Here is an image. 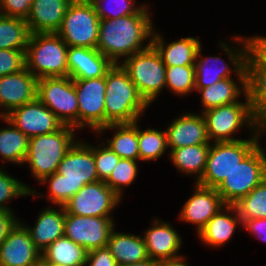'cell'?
Returning a JSON list of instances; mask_svg holds the SVG:
<instances>
[{"label": "cell", "instance_id": "cell-26", "mask_svg": "<svg viewBox=\"0 0 266 266\" xmlns=\"http://www.w3.org/2000/svg\"><path fill=\"white\" fill-rule=\"evenodd\" d=\"M162 36L153 31L151 44L160 54L166 66L194 65L198 48L201 46L199 38L185 37L165 45Z\"/></svg>", "mask_w": 266, "mask_h": 266}, {"label": "cell", "instance_id": "cell-52", "mask_svg": "<svg viewBox=\"0 0 266 266\" xmlns=\"http://www.w3.org/2000/svg\"><path fill=\"white\" fill-rule=\"evenodd\" d=\"M76 1H80V2H92L93 0H76Z\"/></svg>", "mask_w": 266, "mask_h": 266}, {"label": "cell", "instance_id": "cell-13", "mask_svg": "<svg viewBox=\"0 0 266 266\" xmlns=\"http://www.w3.org/2000/svg\"><path fill=\"white\" fill-rule=\"evenodd\" d=\"M78 99V128L86 125L97 132L106 126V78L74 79Z\"/></svg>", "mask_w": 266, "mask_h": 266}, {"label": "cell", "instance_id": "cell-49", "mask_svg": "<svg viewBox=\"0 0 266 266\" xmlns=\"http://www.w3.org/2000/svg\"><path fill=\"white\" fill-rule=\"evenodd\" d=\"M118 266H159V261L148 258L144 261L133 263V264H124V265H118Z\"/></svg>", "mask_w": 266, "mask_h": 266}, {"label": "cell", "instance_id": "cell-4", "mask_svg": "<svg viewBox=\"0 0 266 266\" xmlns=\"http://www.w3.org/2000/svg\"><path fill=\"white\" fill-rule=\"evenodd\" d=\"M75 128L63 125L59 130L29 138L24 163L30 165L32 175L39 181L57 172L60 162L74 145Z\"/></svg>", "mask_w": 266, "mask_h": 266}, {"label": "cell", "instance_id": "cell-21", "mask_svg": "<svg viewBox=\"0 0 266 266\" xmlns=\"http://www.w3.org/2000/svg\"><path fill=\"white\" fill-rule=\"evenodd\" d=\"M67 64L69 77L74 79H91L104 77L113 63L97 48L68 47Z\"/></svg>", "mask_w": 266, "mask_h": 266}, {"label": "cell", "instance_id": "cell-2", "mask_svg": "<svg viewBox=\"0 0 266 266\" xmlns=\"http://www.w3.org/2000/svg\"><path fill=\"white\" fill-rule=\"evenodd\" d=\"M49 183L48 199L63 206L85 184L99 181L93 149L89 144L76 141L60 162L57 172L44 177L39 183Z\"/></svg>", "mask_w": 266, "mask_h": 266}, {"label": "cell", "instance_id": "cell-48", "mask_svg": "<svg viewBox=\"0 0 266 266\" xmlns=\"http://www.w3.org/2000/svg\"><path fill=\"white\" fill-rule=\"evenodd\" d=\"M184 261L183 256H181L175 259L160 261L159 266H188Z\"/></svg>", "mask_w": 266, "mask_h": 266}, {"label": "cell", "instance_id": "cell-9", "mask_svg": "<svg viewBox=\"0 0 266 266\" xmlns=\"http://www.w3.org/2000/svg\"><path fill=\"white\" fill-rule=\"evenodd\" d=\"M100 18L91 2L73 0L56 32L68 47L96 48Z\"/></svg>", "mask_w": 266, "mask_h": 266}, {"label": "cell", "instance_id": "cell-34", "mask_svg": "<svg viewBox=\"0 0 266 266\" xmlns=\"http://www.w3.org/2000/svg\"><path fill=\"white\" fill-rule=\"evenodd\" d=\"M30 34L24 19L0 15V49L26 51Z\"/></svg>", "mask_w": 266, "mask_h": 266}, {"label": "cell", "instance_id": "cell-22", "mask_svg": "<svg viewBox=\"0 0 266 266\" xmlns=\"http://www.w3.org/2000/svg\"><path fill=\"white\" fill-rule=\"evenodd\" d=\"M152 226L143 236L149 258L160 262L181 257L177 254L182 245L179 233L168 222L157 219Z\"/></svg>", "mask_w": 266, "mask_h": 266}, {"label": "cell", "instance_id": "cell-50", "mask_svg": "<svg viewBox=\"0 0 266 266\" xmlns=\"http://www.w3.org/2000/svg\"><path fill=\"white\" fill-rule=\"evenodd\" d=\"M46 266H65L62 264H58V263H44Z\"/></svg>", "mask_w": 266, "mask_h": 266}, {"label": "cell", "instance_id": "cell-39", "mask_svg": "<svg viewBox=\"0 0 266 266\" xmlns=\"http://www.w3.org/2000/svg\"><path fill=\"white\" fill-rule=\"evenodd\" d=\"M104 2L105 4L107 2L108 7L111 6L110 11L107 9L108 7H104ZM91 3L93 4L95 12L100 20L117 19L127 15L137 14L144 7V4H142V6L140 5L135 8L134 0H93ZM111 3L112 5L114 4V8L112 7Z\"/></svg>", "mask_w": 266, "mask_h": 266}, {"label": "cell", "instance_id": "cell-16", "mask_svg": "<svg viewBox=\"0 0 266 266\" xmlns=\"http://www.w3.org/2000/svg\"><path fill=\"white\" fill-rule=\"evenodd\" d=\"M5 118L28 138L53 133L64 125L38 98L12 110Z\"/></svg>", "mask_w": 266, "mask_h": 266}, {"label": "cell", "instance_id": "cell-41", "mask_svg": "<svg viewBox=\"0 0 266 266\" xmlns=\"http://www.w3.org/2000/svg\"><path fill=\"white\" fill-rule=\"evenodd\" d=\"M89 146L93 149V158L98 179L105 182L120 161V157L108 146H105V143H102V145L99 144V147Z\"/></svg>", "mask_w": 266, "mask_h": 266}, {"label": "cell", "instance_id": "cell-44", "mask_svg": "<svg viewBox=\"0 0 266 266\" xmlns=\"http://www.w3.org/2000/svg\"><path fill=\"white\" fill-rule=\"evenodd\" d=\"M246 39L248 54L266 70V36H254Z\"/></svg>", "mask_w": 266, "mask_h": 266}, {"label": "cell", "instance_id": "cell-20", "mask_svg": "<svg viewBox=\"0 0 266 266\" xmlns=\"http://www.w3.org/2000/svg\"><path fill=\"white\" fill-rule=\"evenodd\" d=\"M167 146L170 149L210 144L203 115L187 113L177 117L166 129Z\"/></svg>", "mask_w": 266, "mask_h": 266}, {"label": "cell", "instance_id": "cell-30", "mask_svg": "<svg viewBox=\"0 0 266 266\" xmlns=\"http://www.w3.org/2000/svg\"><path fill=\"white\" fill-rule=\"evenodd\" d=\"M137 123L136 121L134 123L109 124L100 128L97 134L107 129H116L117 132L111 138L112 140H107L105 145L120 158L139 160Z\"/></svg>", "mask_w": 266, "mask_h": 266}, {"label": "cell", "instance_id": "cell-33", "mask_svg": "<svg viewBox=\"0 0 266 266\" xmlns=\"http://www.w3.org/2000/svg\"><path fill=\"white\" fill-rule=\"evenodd\" d=\"M10 128L0 129V157L7 162L24 164L29 138L5 117H1Z\"/></svg>", "mask_w": 266, "mask_h": 266}, {"label": "cell", "instance_id": "cell-40", "mask_svg": "<svg viewBox=\"0 0 266 266\" xmlns=\"http://www.w3.org/2000/svg\"><path fill=\"white\" fill-rule=\"evenodd\" d=\"M27 185L21 183L19 180L11 177L7 172L3 171L0 167V210L12 211L8 206L4 205L5 202L10 201L15 197L31 195L35 197L37 192ZM36 194V195H35Z\"/></svg>", "mask_w": 266, "mask_h": 266}, {"label": "cell", "instance_id": "cell-19", "mask_svg": "<svg viewBox=\"0 0 266 266\" xmlns=\"http://www.w3.org/2000/svg\"><path fill=\"white\" fill-rule=\"evenodd\" d=\"M195 185L194 193L182 206L180 219L196 224L199 233L225 204L216 188L202 186L197 182Z\"/></svg>", "mask_w": 266, "mask_h": 266}, {"label": "cell", "instance_id": "cell-18", "mask_svg": "<svg viewBox=\"0 0 266 266\" xmlns=\"http://www.w3.org/2000/svg\"><path fill=\"white\" fill-rule=\"evenodd\" d=\"M40 260L41 252L25 225L18 221L0 244V266H33Z\"/></svg>", "mask_w": 266, "mask_h": 266}, {"label": "cell", "instance_id": "cell-23", "mask_svg": "<svg viewBox=\"0 0 266 266\" xmlns=\"http://www.w3.org/2000/svg\"><path fill=\"white\" fill-rule=\"evenodd\" d=\"M247 95L253 111L254 131L266 133V70L249 54L246 58Z\"/></svg>", "mask_w": 266, "mask_h": 266}, {"label": "cell", "instance_id": "cell-6", "mask_svg": "<svg viewBox=\"0 0 266 266\" xmlns=\"http://www.w3.org/2000/svg\"><path fill=\"white\" fill-rule=\"evenodd\" d=\"M120 65L148 105L166 86V65L152 44L145 50L125 58Z\"/></svg>", "mask_w": 266, "mask_h": 266}, {"label": "cell", "instance_id": "cell-10", "mask_svg": "<svg viewBox=\"0 0 266 266\" xmlns=\"http://www.w3.org/2000/svg\"><path fill=\"white\" fill-rule=\"evenodd\" d=\"M234 40L238 42L243 47H240L241 50L234 49L233 50L228 47V45L223 42H220V46L223 48V50L228 54L229 60L231 63H233L234 69H231V67L226 64V62L220 57H207L206 59H201V47L198 48L196 59H195V88H205L211 85H214L216 82H219L223 79L232 78L231 72H235L238 80L240 83H247V73H246V58L248 55V44L247 39H244L242 37H234ZM244 44V45H243ZM238 51V52H236ZM235 53V54H234ZM200 57V58H198ZM221 61L222 65L218 66L216 65L215 68L212 67V61L213 66L216 62ZM219 63V62H218ZM212 67V68H211ZM214 69V70H213ZM233 70V71H232Z\"/></svg>", "mask_w": 266, "mask_h": 266}, {"label": "cell", "instance_id": "cell-27", "mask_svg": "<svg viewBox=\"0 0 266 266\" xmlns=\"http://www.w3.org/2000/svg\"><path fill=\"white\" fill-rule=\"evenodd\" d=\"M224 208L225 212L223 213ZM229 212L236 213V216H231ZM239 223L242 225L236 207L225 205L207 222L198 235L205 244L220 247L230 240Z\"/></svg>", "mask_w": 266, "mask_h": 266}, {"label": "cell", "instance_id": "cell-31", "mask_svg": "<svg viewBox=\"0 0 266 266\" xmlns=\"http://www.w3.org/2000/svg\"><path fill=\"white\" fill-rule=\"evenodd\" d=\"M240 86L232 78L223 79L214 85L205 88H195V91L201 93L204 110L238 102L239 96L247 94V83H239ZM242 85V86H241Z\"/></svg>", "mask_w": 266, "mask_h": 266}, {"label": "cell", "instance_id": "cell-3", "mask_svg": "<svg viewBox=\"0 0 266 266\" xmlns=\"http://www.w3.org/2000/svg\"><path fill=\"white\" fill-rule=\"evenodd\" d=\"M105 90L106 126L109 124L134 123L149 107L140 96L120 64H113L107 71Z\"/></svg>", "mask_w": 266, "mask_h": 266}, {"label": "cell", "instance_id": "cell-38", "mask_svg": "<svg viewBox=\"0 0 266 266\" xmlns=\"http://www.w3.org/2000/svg\"><path fill=\"white\" fill-rule=\"evenodd\" d=\"M136 160L120 158L105 183L121 198L123 186H129L137 176Z\"/></svg>", "mask_w": 266, "mask_h": 266}, {"label": "cell", "instance_id": "cell-45", "mask_svg": "<svg viewBox=\"0 0 266 266\" xmlns=\"http://www.w3.org/2000/svg\"><path fill=\"white\" fill-rule=\"evenodd\" d=\"M85 266H118V264L106 246L88 251Z\"/></svg>", "mask_w": 266, "mask_h": 266}, {"label": "cell", "instance_id": "cell-7", "mask_svg": "<svg viewBox=\"0 0 266 266\" xmlns=\"http://www.w3.org/2000/svg\"><path fill=\"white\" fill-rule=\"evenodd\" d=\"M251 139L215 142L207 157L206 167L198 184L217 188L232 170L259 144V134L253 131Z\"/></svg>", "mask_w": 266, "mask_h": 266}, {"label": "cell", "instance_id": "cell-5", "mask_svg": "<svg viewBox=\"0 0 266 266\" xmlns=\"http://www.w3.org/2000/svg\"><path fill=\"white\" fill-rule=\"evenodd\" d=\"M68 46L57 33L30 34L25 52L26 69L37 79L68 77Z\"/></svg>", "mask_w": 266, "mask_h": 266}, {"label": "cell", "instance_id": "cell-29", "mask_svg": "<svg viewBox=\"0 0 266 266\" xmlns=\"http://www.w3.org/2000/svg\"><path fill=\"white\" fill-rule=\"evenodd\" d=\"M87 254L88 251L83 246L63 236L41 252V261L65 266H85Z\"/></svg>", "mask_w": 266, "mask_h": 266}, {"label": "cell", "instance_id": "cell-17", "mask_svg": "<svg viewBox=\"0 0 266 266\" xmlns=\"http://www.w3.org/2000/svg\"><path fill=\"white\" fill-rule=\"evenodd\" d=\"M38 79L26 67L16 73L0 76V118L37 98Z\"/></svg>", "mask_w": 266, "mask_h": 266}, {"label": "cell", "instance_id": "cell-32", "mask_svg": "<svg viewBox=\"0 0 266 266\" xmlns=\"http://www.w3.org/2000/svg\"><path fill=\"white\" fill-rule=\"evenodd\" d=\"M210 144H200L180 147L170 150V160L179 169L187 174H198V182L204 174Z\"/></svg>", "mask_w": 266, "mask_h": 266}, {"label": "cell", "instance_id": "cell-47", "mask_svg": "<svg viewBox=\"0 0 266 266\" xmlns=\"http://www.w3.org/2000/svg\"><path fill=\"white\" fill-rule=\"evenodd\" d=\"M242 226L248 229L251 234H256L263 241H266V218L248 219L242 223Z\"/></svg>", "mask_w": 266, "mask_h": 266}, {"label": "cell", "instance_id": "cell-36", "mask_svg": "<svg viewBox=\"0 0 266 266\" xmlns=\"http://www.w3.org/2000/svg\"><path fill=\"white\" fill-rule=\"evenodd\" d=\"M139 160H155L161 157L167 146L166 132L156 129L138 128Z\"/></svg>", "mask_w": 266, "mask_h": 266}, {"label": "cell", "instance_id": "cell-28", "mask_svg": "<svg viewBox=\"0 0 266 266\" xmlns=\"http://www.w3.org/2000/svg\"><path fill=\"white\" fill-rule=\"evenodd\" d=\"M107 248L118 265L133 264L149 258L144 239L112 230Z\"/></svg>", "mask_w": 266, "mask_h": 266}, {"label": "cell", "instance_id": "cell-12", "mask_svg": "<svg viewBox=\"0 0 266 266\" xmlns=\"http://www.w3.org/2000/svg\"><path fill=\"white\" fill-rule=\"evenodd\" d=\"M245 103L240 101L227 105L214 107L203 111L207 135L212 142L237 141L231 135L243 125H248L254 130L253 111L248 95L245 94Z\"/></svg>", "mask_w": 266, "mask_h": 266}, {"label": "cell", "instance_id": "cell-51", "mask_svg": "<svg viewBox=\"0 0 266 266\" xmlns=\"http://www.w3.org/2000/svg\"><path fill=\"white\" fill-rule=\"evenodd\" d=\"M33 266H46L41 260Z\"/></svg>", "mask_w": 266, "mask_h": 266}, {"label": "cell", "instance_id": "cell-8", "mask_svg": "<svg viewBox=\"0 0 266 266\" xmlns=\"http://www.w3.org/2000/svg\"><path fill=\"white\" fill-rule=\"evenodd\" d=\"M266 178V154L258 144L216 188L225 205H234Z\"/></svg>", "mask_w": 266, "mask_h": 266}, {"label": "cell", "instance_id": "cell-11", "mask_svg": "<svg viewBox=\"0 0 266 266\" xmlns=\"http://www.w3.org/2000/svg\"><path fill=\"white\" fill-rule=\"evenodd\" d=\"M37 98L64 125L78 128V99L72 78L68 76L38 79Z\"/></svg>", "mask_w": 266, "mask_h": 266}, {"label": "cell", "instance_id": "cell-1", "mask_svg": "<svg viewBox=\"0 0 266 266\" xmlns=\"http://www.w3.org/2000/svg\"><path fill=\"white\" fill-rule=\"evenodd\" d=\"M146 5L137 13L117 19H102L98 33L97 49L113 64H119L120 57L145 50L151 41L143 46L144 40L152 38L154 27Z\"/></svg>", "mask_w": 266, "mask_h": 266}, {"label": "cell", "instance_id": "cell-43", "mask_svg": "<svg viewBox=\"0 0 266 266\" xmlns=\"http://www.w3.org/2000/svg\"><path fill=\"white\" fill-rule=\"evenodd\" d=\"M32 2L33 0H0V15L26 20L30 13Z\"/></svg>", "mask_w": 266, "mask_h": 266}, {"label": "cell", "instance_id": "cell-24", "mask_svg": "<svg viewBox=\"0 0 266 266\" xmlns=\"http://www.w3.org/2000/svg\"><path fill=\"white\" fill-rule=\"evenodd\" d=\"M73 0H33L26 23L31 34L56 33Z\"/></svg>", "mask_w": 266, "mask_h": 266}, {"label": "cell", "instance_id": "cell-15", "mask_svg": "<svg viewBox=\"0 0 266 266\" xmlns=\"http://www.w3.org/2000/svg\"><path fill=\"white\" fill-rule=\"evenodd\" d=\"M114 225L112 217L66 214L64 236L90 251L107 246Z\"/></svg>", "mask_w": 266, "mask_h": 266}, {"label": "cell", "instance_id": "cell-37", "mask_svg": "<svg viewBox=\"0 0 266 266\" xmlns=\"http://www.w3.org/2000/svg\"><path fill=\"white\" fill-rule=\"evenodd\" d=\"M166 86L176 95H186L195 90V65L166 66Z\"/></svg>", "mask_w": 266, "mask_h": 266}, {"label": "cell", "instance_id": "cell-25", "mask_svg": "<svg viewBox=\"0 0 266 266\" xmlns=\"http://www.w3.org/2000/svg\"><path fill=\"white\" fill-rule=\"evenodd\" d=\"M59 210L46 208L39 213L34 227L25 226L29 231L35 247L42 252L51 243L64 236V224L66 212L63 206Z\"/></svg>", "mask_w": 266, "mask_h": 266}, {"label": "cell", "instance_id": "cell-14", "mask_svg": "<svg viewBox=\"0 0 266 266\" xmlns=\"http://www.w3.org/2000/svg\"><path fill=\"white\" fill-rule=\"evenodd\" d=\"M121 198L104 182L85 184L64 205L66 214L110 217Z\"/></svg>", "mask_w": 266, "mask_h": 266}, {"label": "cell", "instance_id": "cell-42", "mask_svg": "<svg viewBox=\"0 0 266 266\" xmlns=\"http://www.w3.org/2000/svg\"><path fill=\"white\" fill-rule=\"evenodd\" d=\"M25 52L22 50L0 49V76L23 70L26 67Z\"/></svg>", "mask_w": 266, "mask_h": 266}, {"label": "cell", "instance_id": "cell-46", "mask_svg": "<svg viewBox=\"0 0 266 266\" xmlns=\"http://www.w3.org/2000/svg\"><path fill=\"white\" fill-rule=\"evenodd\" d=\"M13 211L0 210V244L7 238L9 231L18 222Z\"/></svg>", "mask_w": 266, "mask_h": 266}, {"label": "cell", "instance_id": "cell-35", "mask_svg": "<svg viewBox=\"0 0 266 266\" xmlns=\"http://www.w3.org/2000/svg\"><path fill=\"white\" fill-rule=\"evenodd\" d=\"M234 206L242 223L248 219L266 218V178Z\"/></svg>", "mask_w": 266, "mask_h": 266}]
</instances>
